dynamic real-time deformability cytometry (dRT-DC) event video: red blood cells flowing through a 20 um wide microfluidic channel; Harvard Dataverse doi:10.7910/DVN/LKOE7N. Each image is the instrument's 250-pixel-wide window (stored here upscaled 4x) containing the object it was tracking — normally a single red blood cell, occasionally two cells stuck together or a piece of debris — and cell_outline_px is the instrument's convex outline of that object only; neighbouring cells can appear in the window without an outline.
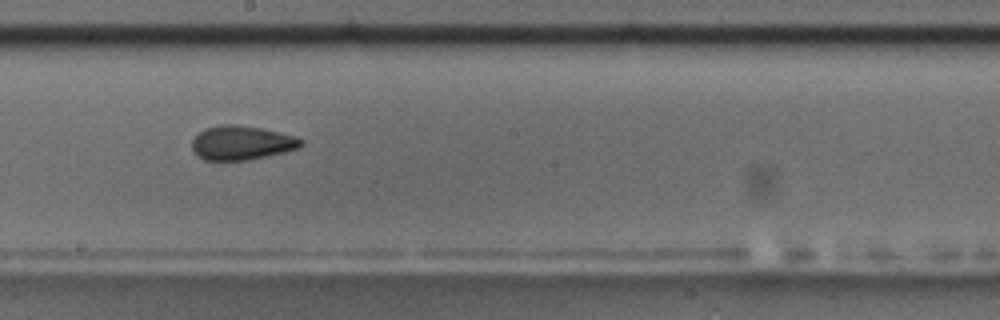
{"species": "common noctule bat (a hibernating species)", "species_latin": "Nyctalus noctula", "temperature_condition": "room temperature", "stored_images_in_passage": 13, "camera_frame_rate_fps": 3000, "um_per_image_px": 0.085, "animal": {"sex": "male", "body_mass_g": 17.5, "forearm_length_mm": 52.3}, "frame": {"image": 1, "passage_image": 8, "time_ms": 7.667, "image_size_px": [1000, 320], "cell_outline_px": [[304, 144], [300, 148], [284, 152], [248, 160], [204, 160], [192, 148], [192, 140], [204, 128], [220, 124], [236, 124], [260, 128], [280, 132], [296, 136], [304, 140]], "centroid_in_image_um": [20.58, 12.13], "position_along_channel_um": 227.6, "area_um2": 21.73}, "authors_computed_cell_mechanics": {"area_um2": 20.9814, "velocity_mm_per_s": 3.6582, "shape_relaxation_time_tau1_ms": null, "shape_relaxation_time_tau2_ms": 1.4279, "deformation_change_tau1": null, "deformation_change_tau2": 0.0759}}